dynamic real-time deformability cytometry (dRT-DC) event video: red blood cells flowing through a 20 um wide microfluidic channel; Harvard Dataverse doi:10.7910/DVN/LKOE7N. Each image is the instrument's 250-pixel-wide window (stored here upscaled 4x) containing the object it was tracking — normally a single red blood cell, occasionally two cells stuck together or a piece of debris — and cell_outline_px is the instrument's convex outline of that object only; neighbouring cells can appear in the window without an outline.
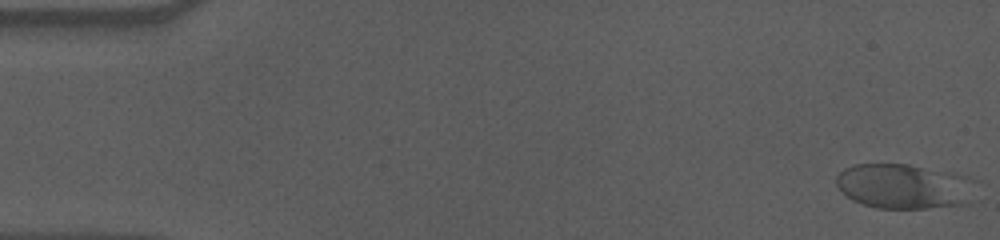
{"species": "human", "species_latin": "Homo sapiens", "temperature_condition": "cold", "stored_images_in_passage": 57, "camera_frame_rate_fps": 3000, "um_per_image_px": 0.085, "donor": {"sex": "male"}, "frame": {"image": 1, "passage_image": 1, "time_ms": 0.0, "image_size_px": [1000, 240], "cell_outline_px": [[968, 204], [928, 208], [876, 208], [852, 200], [836, 184], [836, 176], [844, 168], [852, 164], [908, 164], [932, 172]], "centroid_in_image_um": [76.14, 15.88], "position_along_channel_um": 8.9, "area_um2": 31.33}}
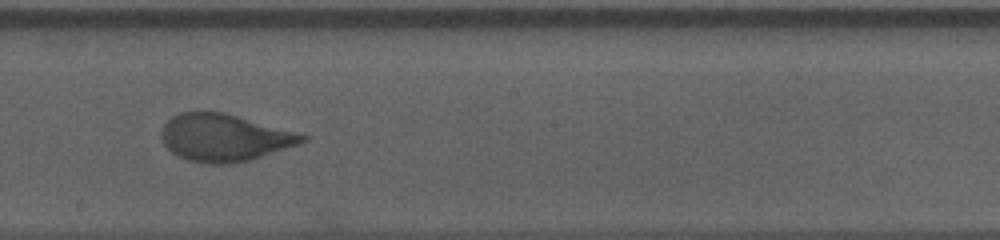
{"frame": {"image": 2, "passage_image": 32, "time_ms": 10.333, "image_size_px": [1000, 240], "cell_outline_px": [[308, 140], [300, 144], [252, 160], [224, 164], [208, 164], [188, 160], [172, 152], [160, 140], [160, 132], [164, 124], [172, 116], [180, 112], [224, 112], [296, 132], [308, 136]], "centroid_in_image_um": [19.07, 11.7], "position_along_channel_um": 229.1, "area_um2": 38.84}}
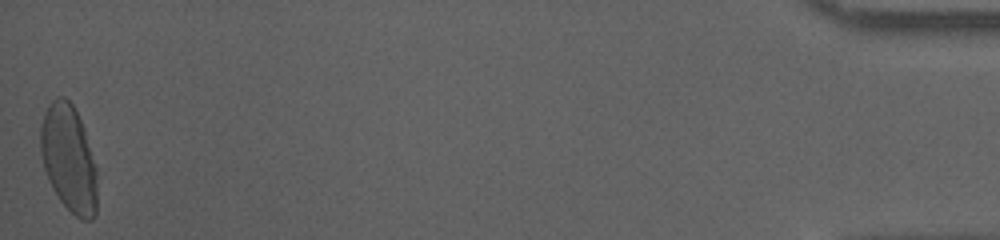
{"frame": {"image": 3, "passage_image": 57, "time_ms": 18.667, "image_size_px": [1000, 240], "cell_outline_px": [[96, 216], [92, 220], [80, 220], [60, 200], [52, 188], [48, 180], [44, 168], [40, 152], [40, 128], [48, 104], [56, 96], [64, 96], [72, 104], [84, 128], [96, 168]], "centroid_in_image_um": [5.83, 13.48], "position_along_channel_um": 429.4, "area_um2": 35.2}, "authors_computed_cell_mechanics": {"area_um2": 37.6856, "velocity_mm_per_s": 3.5423, "shape_relaxation_time_tau1_ms": 6.355, "shape_relaxation_time_tau2_ms": null, "deformation_change_tau1": 0.1916, "deformation_change_tau2": null}}